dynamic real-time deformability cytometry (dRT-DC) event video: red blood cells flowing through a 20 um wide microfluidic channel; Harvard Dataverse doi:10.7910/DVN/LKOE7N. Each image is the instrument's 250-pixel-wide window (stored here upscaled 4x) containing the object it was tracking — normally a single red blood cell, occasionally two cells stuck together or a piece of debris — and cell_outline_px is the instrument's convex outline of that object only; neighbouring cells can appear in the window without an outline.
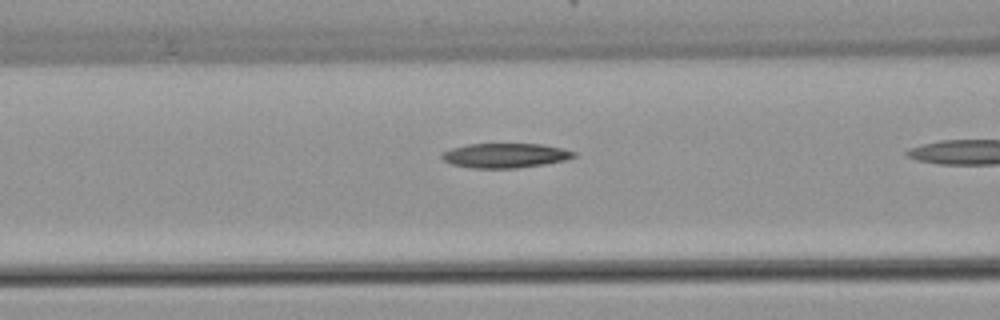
{"species": "common noctule bat (a hibernating species)", "species_latin": "Nyctalus noctula", "temperature_condition": "warm", "stored_images_in_passage": 8, "camera_frame_rate_fps": 3000, "um_per_image_px": 0.085, "animal": {"sex": "female", "body_mass_g": 22.7, "forearm_length_mm": 54.2}, "frame": {"image": 1, "passage_image": 6, "time_ms": 1.667, "image_size_px": [1000, 320], "cell_outline_px": [[576, 156], [564, 160], [544, 164], [516, 168], [472, 168], [452, 164], [444, 160], [440, 156], [444, 152], [452, 148], [468, 144], [540, 144], [564, 148], [576, 152]], "centroid_in_image_um": [42.96, 13.21], "position_along_channel_um": 123.6, "area_um2": 18.79}}